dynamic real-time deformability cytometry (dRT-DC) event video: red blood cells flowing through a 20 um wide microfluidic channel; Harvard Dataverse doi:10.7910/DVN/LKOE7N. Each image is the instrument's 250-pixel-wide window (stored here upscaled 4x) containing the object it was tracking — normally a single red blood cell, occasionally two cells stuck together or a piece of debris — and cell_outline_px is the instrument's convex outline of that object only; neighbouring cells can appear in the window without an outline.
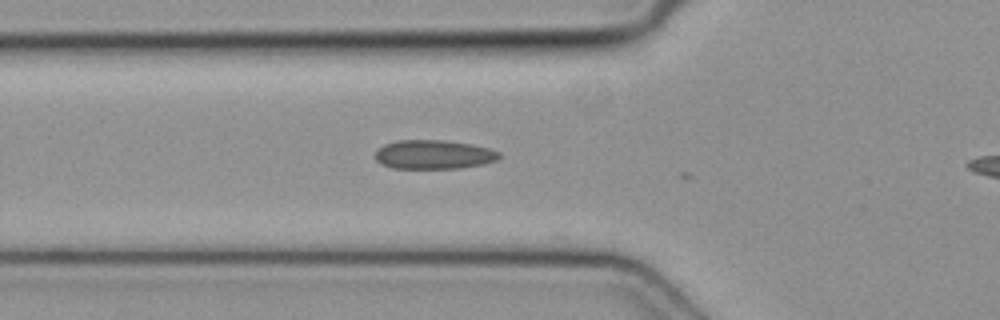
{"species": "common noctule bat (a hibernating species)", "species_latin": "Nyctalus noctula", "temperature_condition": "cold", "stored_images_in_passage": 4, "camera_frame_rate_fps": 3000, "um_per_image_px": 0.085, "animal": {"sex": "female", "body_mass_g": 19.3, "forearm_length_mm": 54.1}, "frame": {"image": 1, "passage_image": 3, "time_ms": 0.667, "image_size_px": [1000, 320], "cell_outline_px": [[500, 156], [496, 160], [484, 164], [460, 168], [392, 168], [380, 164], [376, 160], [376, 152], [384, 144], [396, 140], [444, 140], [472, 144], [488, 148], [500, 152]], "centroid_in_image_um": [36.86, 13.13], "position_along_channel_um": 88.9, "area_um2": 20.98}}